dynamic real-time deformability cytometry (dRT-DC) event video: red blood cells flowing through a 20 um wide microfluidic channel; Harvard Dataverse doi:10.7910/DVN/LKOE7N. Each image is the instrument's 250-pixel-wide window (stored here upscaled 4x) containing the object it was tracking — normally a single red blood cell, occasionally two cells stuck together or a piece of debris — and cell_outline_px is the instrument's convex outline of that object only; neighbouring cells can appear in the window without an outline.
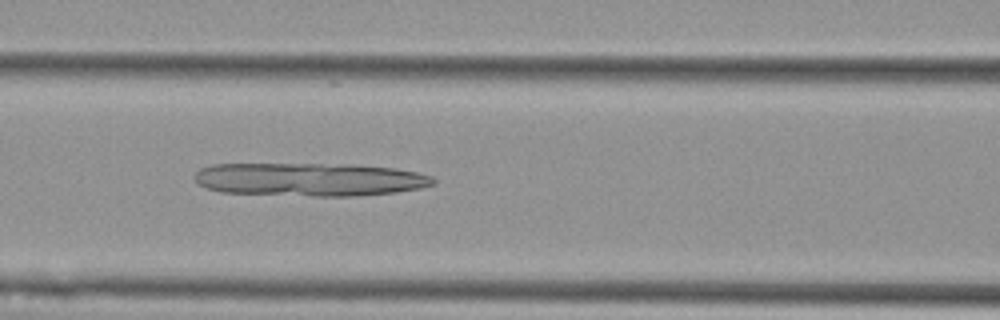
{"species": "Egyptian fruit bat (a non-hibernating species)", "species_latin": "Rousettus aegyptiacus", "temperature_condition": "cold", "stored_images_in_passage": 52, "camera_frame_rate_fps": 3000, "um_per_image_px": 0.085, "animal": {"sex": "female"}, "frame": {"image": 1, "passage_image": 21, "time_ms": 6.667, "image_size_px": [1000, 320], "cell_outline_px": [[436, 184], [420, 188], [396, 192], [352, 196], [312, 196], [220, 192], [208, 188], [200, 184], [196, 180], [196, 172], [200, 168], [212, 164], [352, 164], [396, 168], [416, 172], [432, 176], [436, 180]], "centroid_in_image_um": [26.37, 15.25], "position_along_channel_um": 140.2, "area_um2": 46.41}}
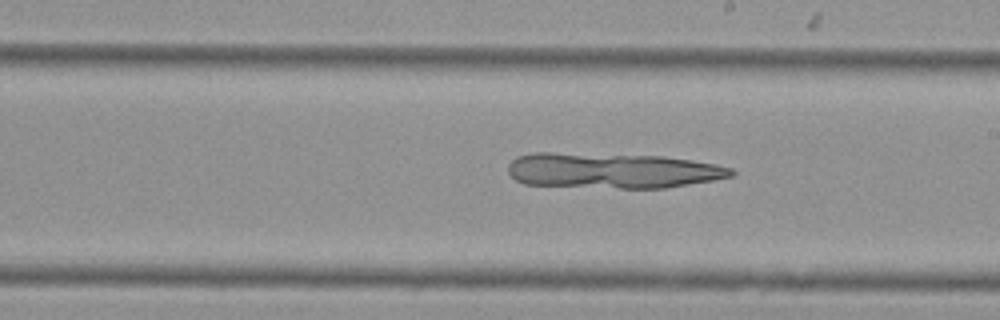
{"frame": {"image": 2, "passage_image": 29, "time_ms": 9.333, "image_size_px": [1000, 320], "cell_outline_px": [[736, 176], [664, 188], [620, 188], [524, 184], [516, 180], [508, 172], [508, 164], [516, 156], [532, 152], [552, 152], [664, 156], [692, 160], [716, 164], [732, 168], [736, 172]], "centroid_in_image_um": [52.05, 14.49], "position_along_channel_um": 237.0, "area_um2": 46.36}}
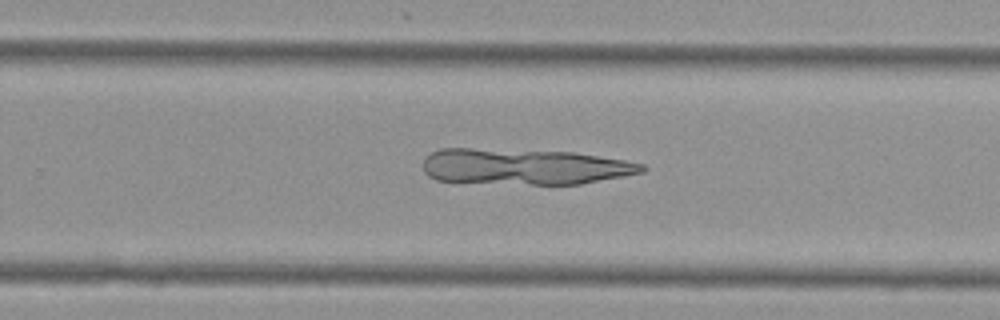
{"frame": {"image": 3, "passage_image": 33, "time_ms": 10.667, "image_size_px": [1000, 320], "cell_outline_px": [[648, 168], [644, 172], [624, 176], [580, 184], [532, 184], [436, 180], [428, 176], [424, 172], [424, 160], [432, 152], [440, 148], [472, 148], [572, 152], [624, 160], [644, 164]], "centroid_in_image_um": [44.6, 14.16], "position_along_channel_um": 285.2, "area_um2": 45.55}}